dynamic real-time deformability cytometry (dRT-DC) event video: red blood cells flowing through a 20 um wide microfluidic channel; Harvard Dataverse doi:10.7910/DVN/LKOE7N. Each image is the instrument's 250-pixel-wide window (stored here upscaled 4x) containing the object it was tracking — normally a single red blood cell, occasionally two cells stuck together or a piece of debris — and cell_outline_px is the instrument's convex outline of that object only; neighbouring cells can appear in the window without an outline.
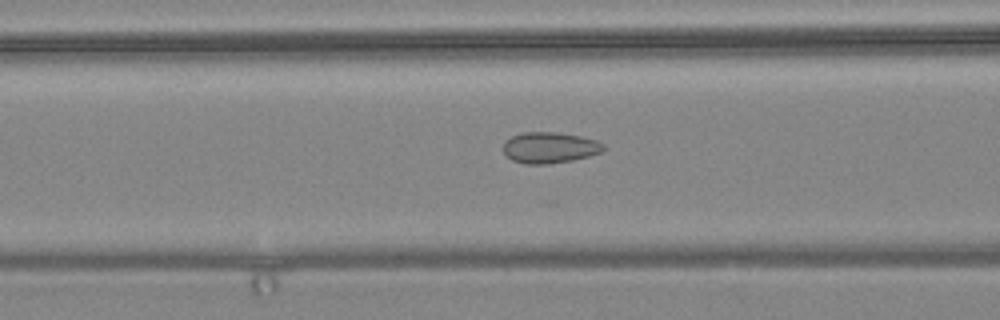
{"species": "common noctule bat (a hibernating species)", "species_latin": "Nyctalus noctula", "temperature_condition": "warm", "stored_images_in_passage": 21, "camera_frame_rate_fps": 3000, "um_per_image_px": 0.085, "animal": {"sex": "female", "body_mass_g": 24.6, "forearm_length_mm": 56.2}, "frame": {"image": 1, "passage_image": 10, "time_ms": 3.0, "image_size_px": [1000, 320], "cell_outline_px": [[604, 148], [600, 152], [588, 156], [572, 160], [548, 164], [524, 164], [512, 160], [504, 152], [504, 140], [520, 132], [556, 132], [580, 136], [596, 140], [604, 144]], "centroid_in_image_um": [46.69, 12.54], "position_along_channel_um": 119.9, "area_um2": 18.09}}
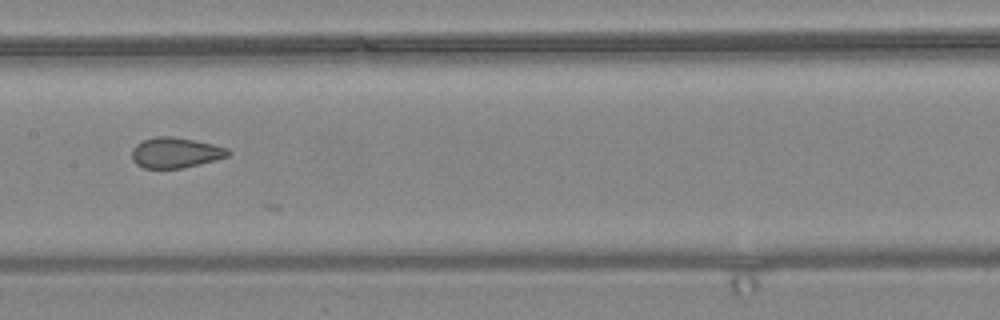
{"frame": {"image": 2, "passage_image": 16, "time_ms": 5.0, "image_size_px": [1000, 320], "cell_outline_px": [[232, 152], [228, 156], [216, 160], [184, 168], [144, 168], [136, 164], [132, 160], [132, 148], [136, 144], [144, 140], [156, 136], [172, 136], [212, 144], [228, 148]], "centroid_in_image_um": [14.92, 12.98], "position_along_channel_um": 192.5, "area_um2": 17.11}}
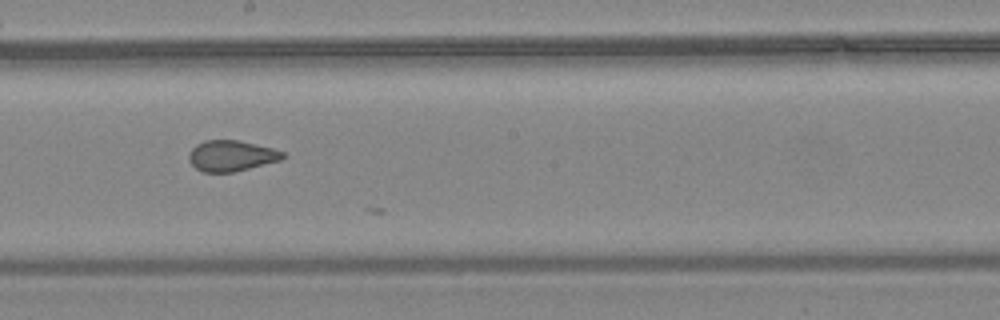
{"frame": {"image": 3, "passage_image": 19, "time_ms": 6.0, "image_size_px": [1000, 320], "cell_outline_px": [[288, 156], [280, 160], [232, 172], [204, 172], [196, 168], [188, 160], [188, 156], [192, 148], [196, 144], [204, 140], [240, 140], [272, 148], [284, 152]], "centroid_in_image_um": [19.66, 13.23], "position_along_channel_um": 228.5, "area_um2": 16.82}}